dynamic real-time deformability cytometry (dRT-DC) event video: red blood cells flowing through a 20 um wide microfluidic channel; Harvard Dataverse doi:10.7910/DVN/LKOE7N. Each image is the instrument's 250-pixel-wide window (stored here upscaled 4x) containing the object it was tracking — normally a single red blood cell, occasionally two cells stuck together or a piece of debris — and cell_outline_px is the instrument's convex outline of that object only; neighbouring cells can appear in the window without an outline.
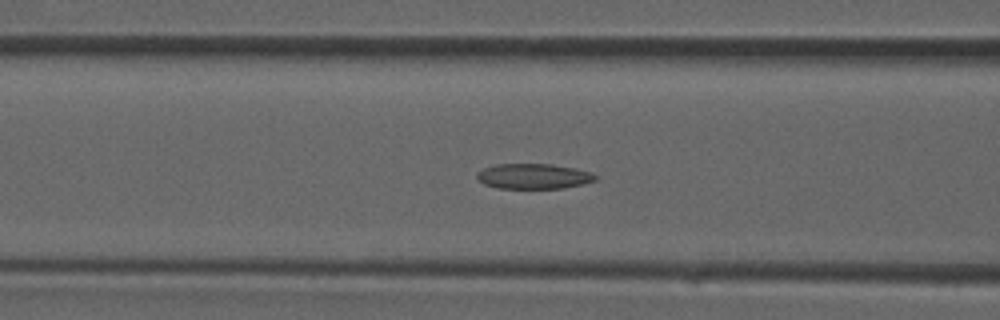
{"species": "common noctule bat (a hibernating species)", "species_latin": "Nyctalus noctula", "temperature_condition": "room temperature", "stored_images_in_passage": 37, "camera_frame_rate_fps": 3000, "um_per_image_px": 0.085, "animal": {"sex": "male", "forearm_length_mm": 52.5}, "frame": {"image": 1, "passage_image": 14, "time_ms": 4.333, "image_size_px": [1000, 320], "cell_outline_px": [[596, 180], [564, 188], [500, 188], [484, 184], [476, 176], [476, 172], [484, 168], [496, 164], [552, 164], [576, 168], [588, 172], [596, 176]], "centroid_in_image_um": [45.32, 14.97], "position_along_channel_um": 121.3, "area_um2": 17.22}}
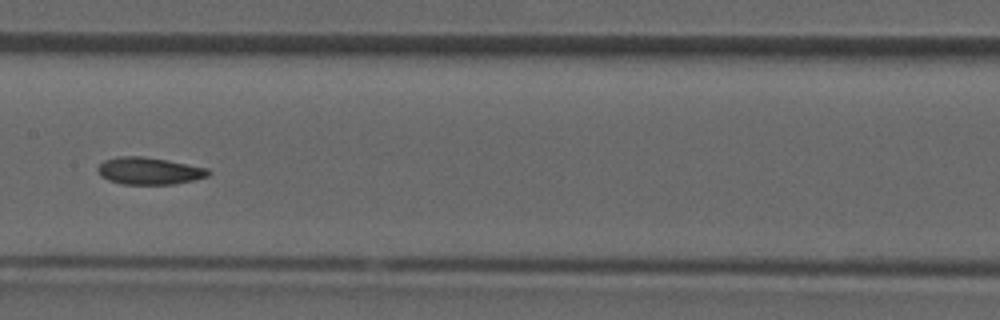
{"frame": {"image": 2, "passage_image": 18, "time_ms": 5.667, "image_size_px": [1000, 320], "cell_outline_px": [[212, 172], [208, 176], [192, 180], [172, 184], [124, 184], [108, 180], [100, 176], [96, 168], [104, 160], [120, 156], [144, 156], [168, 160], [208, 168]], "centroid_in_image_um": [12.67, 14.52], "position_along_channel_um": 194.7, "area_um2": 17.51}}
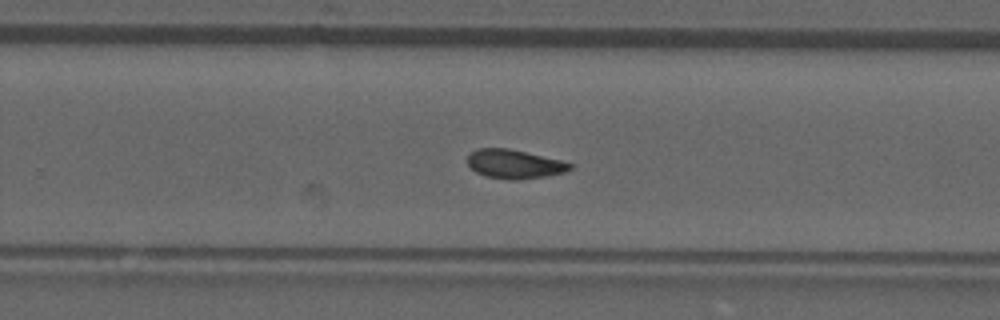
{"frame": {"image": 3, "passage_image": 23, "time_ms": 7.333, "image_size_px": [1000, 320], "cell_outline_px": [[572, 168], [564, 172], [548, 176], [516, 180], [512, 180], [488, 176], [476, 172], [468, 164], [468, 156], [476, 148], [508, 148], [560, 160], [572, 164]], "centroid_in_image_um": [43.72, 13.94], "position_along_channel_um": 286.1, "area_um2": 17.05}}